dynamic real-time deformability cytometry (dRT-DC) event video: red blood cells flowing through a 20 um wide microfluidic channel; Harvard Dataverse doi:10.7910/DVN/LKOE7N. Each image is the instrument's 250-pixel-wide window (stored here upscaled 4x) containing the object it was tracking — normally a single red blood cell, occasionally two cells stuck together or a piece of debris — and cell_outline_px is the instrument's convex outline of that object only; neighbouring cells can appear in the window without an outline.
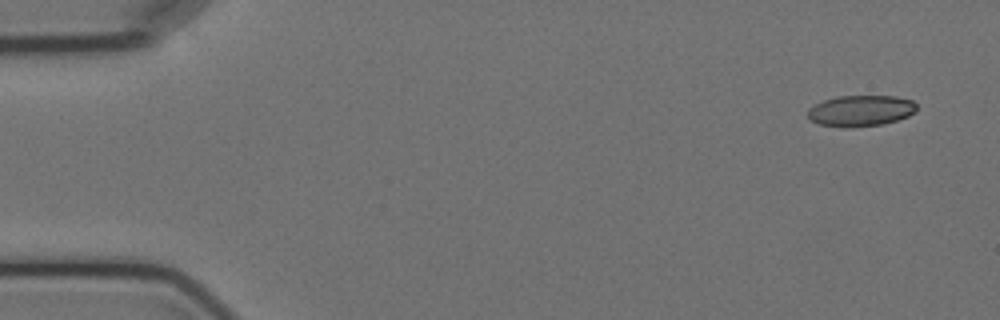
{"species": "Egyptian fruit bat (a non-hibernating species)", "species_latin": "Rousettus aegyptiacus", "temperature_condition": "cold", "stored_images_in_passage": 7, "camera_frame_rate_fps": 3000, "um_per_image_px": 0.085, "animal": {"sex": "female"}, "frame": {"image": 1, "passage_image": 1, "time_ms": 0.0, "image_size_px": [1000, 320], "cell_outline_px": [[916, 112], [908, 116], [884, 124], [820, 124], [812, 120], [808, 116], [808, 108], [824, 100], [836, 96], [896, 96], [912, 100], [916, 104]], "centroid_in_image_um": [73.22, 9.35], "position_along_channel_um": 11.8, "area_um2": 18.79}}
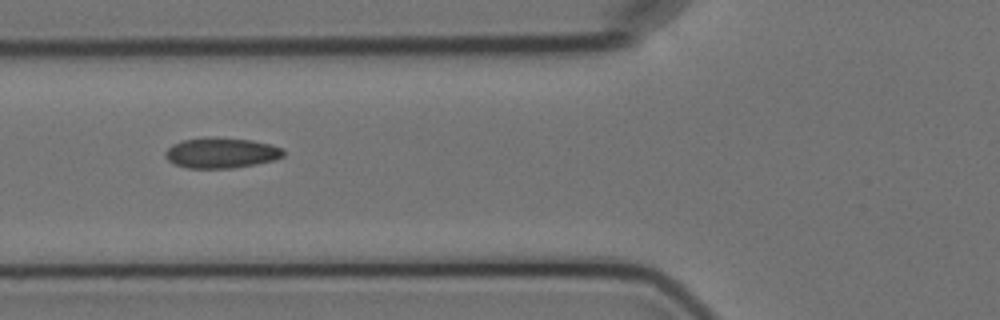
{"frame": {"image": 2, "passage_image": 6, "time_ms": 6.0, "image_size_px": [1000, 320], "cell_outline_px": [[284, 156], [272, 160], [256, 164], [232, 168], [188, 168], [176, 164], [168, 160], [164, 156], [164, 152], [172, 144], [184, 140], [212, 136], [216, 136], [252, 140], [284, 148]], "centroid_in_image_um": [18.8, 12.98], "position_along_channel_um": 107.0, "area_um2": 21.04}}
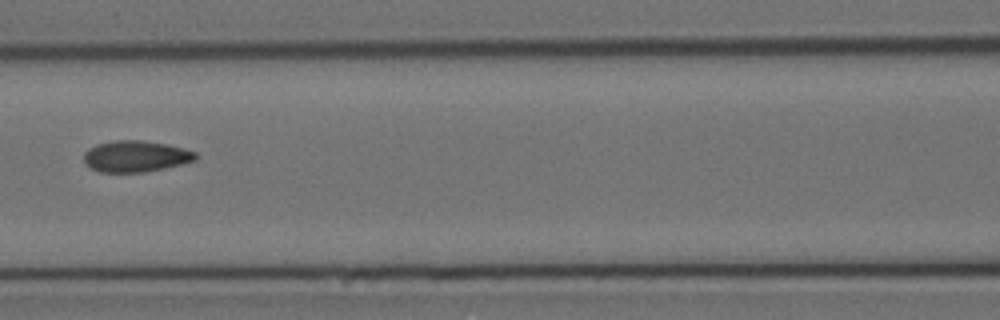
{"frame": {"image": 3, "passage_image": 7, "time_ms": 7.333, "image_size_px": [1000, 320], "cell_outline_px": [[196, 160], [164, 168], [144, 172], [100, 172], [88, 168], [84, 164], [84, 152], [88, 148], [96, 144], [112, 140], [144, 140], [168, 144], [184, 148], [196, 152]], "centroid_in_image_um": [11.48, 13.28], "position_along_channel_um": 155.1, "area_um2": 20.63}}